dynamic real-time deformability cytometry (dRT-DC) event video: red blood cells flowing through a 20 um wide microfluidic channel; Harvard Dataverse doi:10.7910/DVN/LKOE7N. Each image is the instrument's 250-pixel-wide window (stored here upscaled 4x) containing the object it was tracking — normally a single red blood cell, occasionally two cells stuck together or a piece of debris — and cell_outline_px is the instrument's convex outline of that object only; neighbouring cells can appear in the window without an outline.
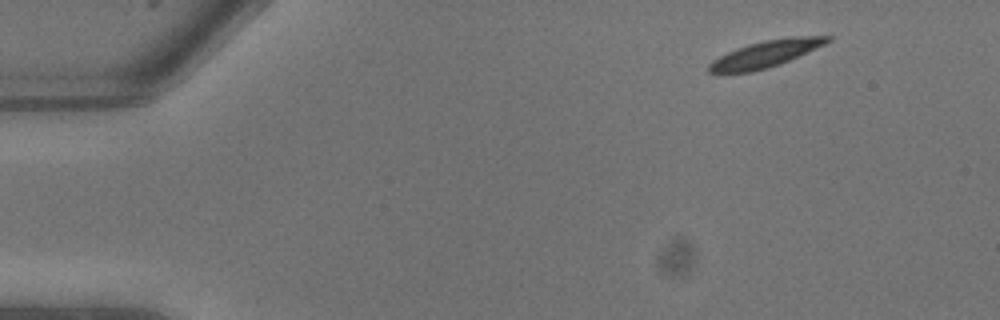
{"species": "common noctule bat (a hibernating species)", "species_latin": "Nyctalus noctula", "temperature_condition": "warm", "stored_images_in_passage": 9, "camera_frame_rate_fps": 3000, "um_per_image_px": 0.085, "animal": {"sex": "male", "body_mass_g": 13.3}, "frame": {"image": 1, "passage_image": 1, "time_ms": 0.0, "image_size_px": [1000, 320], "cell_outline_px": [[832, 40], [824, 44], [780, 64], [768, 68], [752, 72], [708, 72], [708, 64], [712, 60], [736, 48], [748, 44], [764, 40], [796, 36], [832, 36]], "centroid_in_image_um": [65.06, 4.58], "position_along_channel_um": 19.9, "area_um2": 18.15}}